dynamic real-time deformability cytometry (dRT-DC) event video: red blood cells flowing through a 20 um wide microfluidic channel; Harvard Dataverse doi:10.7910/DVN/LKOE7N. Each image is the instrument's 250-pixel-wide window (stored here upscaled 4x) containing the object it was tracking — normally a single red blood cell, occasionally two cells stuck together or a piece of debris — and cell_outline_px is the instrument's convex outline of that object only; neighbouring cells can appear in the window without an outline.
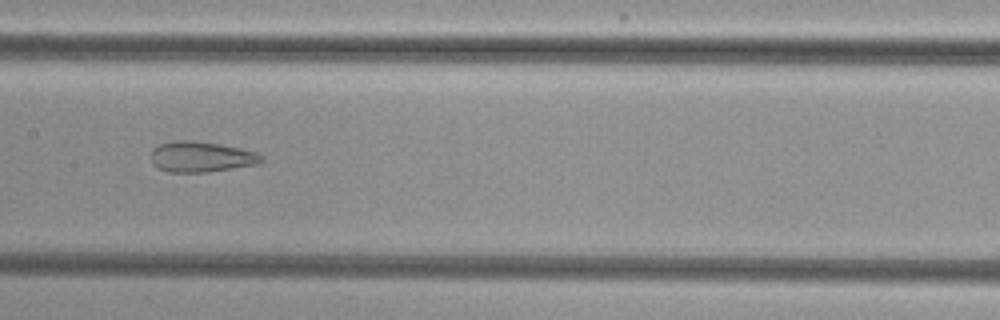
{"species": "common noctule bat (a hibernating species)", "species_latin": "Nyctalus noctula", "temperature_condition": "cold", "stored_images_in_passage": 38, "camera_frame_rate_fps": 3000, "um_per_image_px": 0.085, "animal": {"sex": "female", "body_mass_g": 29.2, "forearm_length_mm": 56.3}, "frame": {"image": 1, "passage_image": 18, "time_ms": 5.667, "image_size_px": [1000, 320], "cell_outline_px": [[264, 160], [260, 164], [208, 172], [168, 172], [156, 168], [152, 164], [152, 148], [160, 144], [172, 140], [192, 140], [220, 144], [240, 148], [256, 152], [264, 156]], "centroid_in_image_um": [17.11, 13.33], "position_along_channel_um": 190.3, "area_um2": 20.0}}
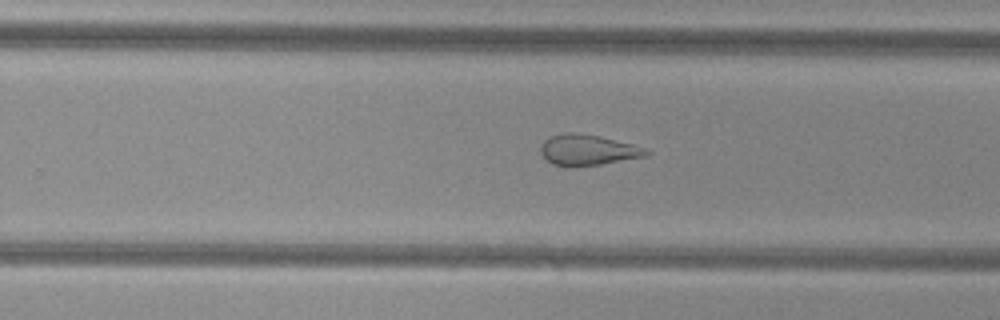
{"frame": {"image": 2, "passage_image": 25, "time_ms": 8.0, "image_size_px": [1000, 320], "cell_outline_px": [[652, 152], [644, 156], [600, 164], [552, 164], [544, 160], [540, 152], [540, 148], [544, 140], [548, 136], [564, 132], [576, 132], [600, 136], [648, 148]], "centroid_in_image_um": [49.94, 12.7], "position_along_channel_um": 279.9, "area_um2": 18.61}}
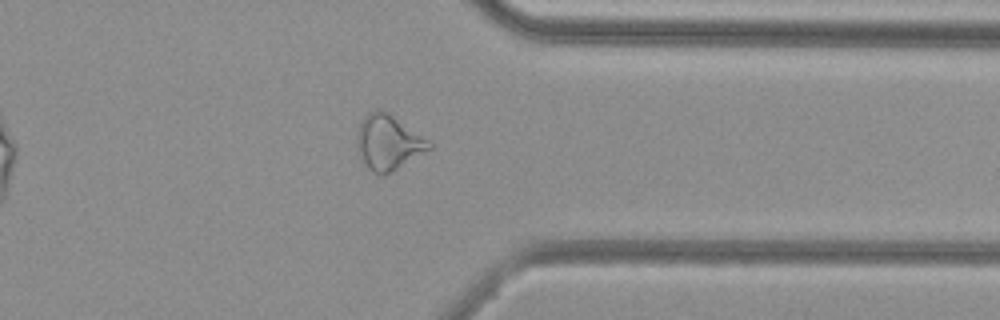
{"frame": {"image": 3, "passage_image": 33, "time_ms": 10.667, "image_size_px": [1000, 320], "cell_outline_px": [[432, 148], [384, 176], [380, 176], [372, 172], [360, 164], [356, 144], [356, 132], [360, 120], [368, 112], [376, 108], [388, 112], [428, 140], [432, 144]], "centroid_in_image_um": [32.92, 12.12], "position_along_channel_um": 378.5, "area_um2": 23.58}, "authors_computed_cell_mechanics": {"area_um2": 21.675, "velocity_mm_per_s": 3.8459, "shape_relaxation_time_tau1_ms": null, "shape_relaxation_time_tau2_ms": 2.0445, "deformation_change_tau1": null, "deformation_change_tau2": 0.1025}}